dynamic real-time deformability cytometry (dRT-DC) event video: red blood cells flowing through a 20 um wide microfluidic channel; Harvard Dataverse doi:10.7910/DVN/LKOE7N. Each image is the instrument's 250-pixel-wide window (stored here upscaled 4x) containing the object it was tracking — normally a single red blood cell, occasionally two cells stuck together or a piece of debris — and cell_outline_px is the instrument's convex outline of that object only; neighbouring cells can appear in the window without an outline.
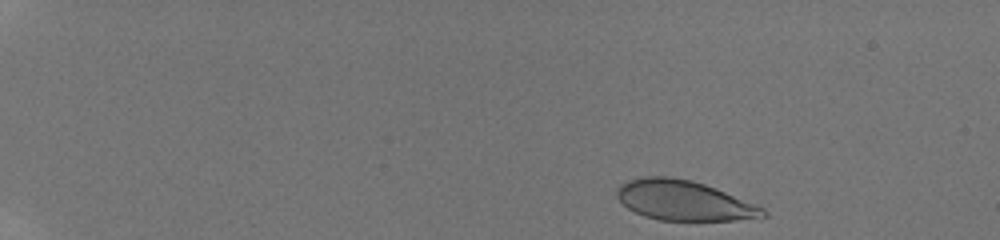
{"species": "human", "species_latin": "Homo sapiens", "temperature_condition": "room temperature", "stored_images_in_passage": 17, "camera_frame_rate_fps": 3000, "um_per_image_px": 0.085, "donor": {"sex": "male"}, "frame": {"image": 1, "passage_image": 1, "time_ms": 0.0, "image_size_px": [1000, 240], "cell_outline_px": [[768, 216], [732, 220], [660, 220], [644, 216], [628, 208], [616, 196], [616, 188], [620, 184], [628, 180], [644, 176], [668, 176], [692, 180], [704, 184], [764, 208], [768, 212]], "centroid_in_image_um": [58.09, 17.03], "position_along_channel_um": 26.9, "area_um2": 33.7}}
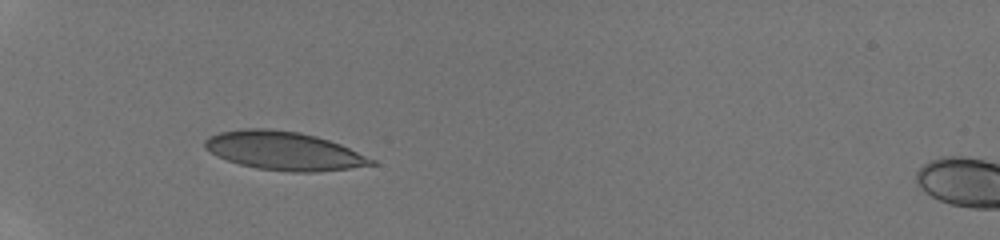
{"frame": {"image": 2, "passage_image": 11, "time_ms": 3.667, "image_size_px": [1000, 240], "cell_outline_px": [[376, 164], [352, 168], [316, 172], [292, 172], [256, 168], [240, 164], [216, 156], [204, 148], [204, 140], [208, 136], [220, 132], [244, 128], [268, 128], [300, 132], [316, 136], [340, 144], [376, 160]], "centroid_in_image_um": [24.11, 12.82], "position_along_channel_um": 60.9, "area_um2": 37.45}}
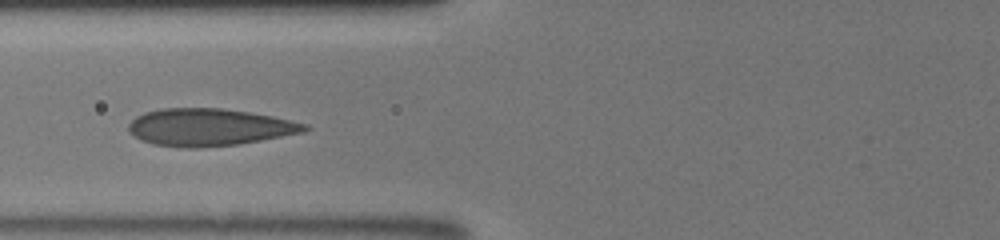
{"frame": {"image": 3, "passage_image": 15, "time_ms": 5.333, "image_size_px": [1000, 240], "cell_outline_px": [[312, 128], [304, 132], [240, 144], [200, 148], [184, 148], [152, 144], [140, 140], [128, 132], [128, 124], [136, 116], [144, 112], [160, 108], [220, 108], [248, 112], [272, 116], [308, 124]], "centroid_in_image_um": [17.76, 10.82], "position_along_channel_um": 108.0, "area_um2": 38.55}}